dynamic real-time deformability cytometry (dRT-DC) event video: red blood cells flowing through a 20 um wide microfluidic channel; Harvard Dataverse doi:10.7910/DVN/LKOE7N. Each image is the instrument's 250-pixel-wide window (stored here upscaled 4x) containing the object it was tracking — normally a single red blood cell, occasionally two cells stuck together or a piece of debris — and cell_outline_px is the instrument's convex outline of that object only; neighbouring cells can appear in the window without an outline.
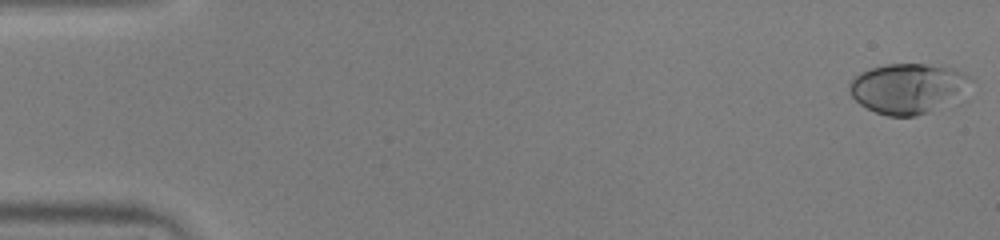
{"species": "human", "species_latin": "Homo sapiens", "temperature_condition": "warm", "stored_images_in_passage": 52, "camera_frame_rate_fps": 3000, "um_per_image_px": 0.085, "donor": {"sex": "male"}, "frame": {"image": 1, "passage_image": 1, "time_ms": 0.0, "image_size_px": [1000, 240], "cell_outline_px": [[976, 80], [928, 112], [916, 116], [888, 116], [876, 112], [860, 104], [848, 92], [848, 84], [852, 76], [860, 72], [884, 64], [940, 64], [956, 68], [972, 76]], "centroid_in_image_um": [77.09, 7.45], "position_along_channel_um": 7.9, "area_um2": 35.03}}
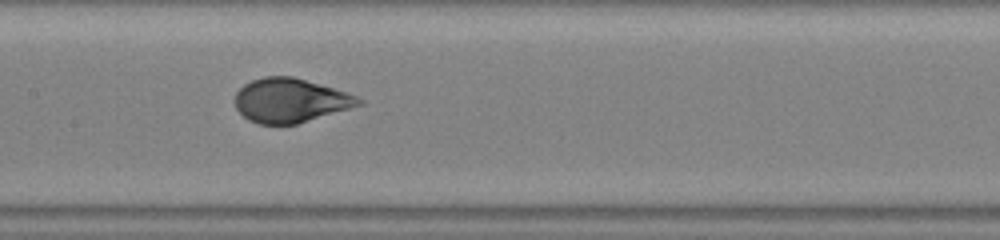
{"frame": {"image": 2, "passage_image": 26, "time_ms": 8.333, "image_size_px": [1000, 240], "cell_outline_px": [[364, 104], [296, 124], [260, 124], [248, 120], [236, 108], [236, 92], [244, 84], [252, 80], [264, 76], [292, 76], [348, 92], [364, 100]], "centroid_in_image_um": [24.69, 8.53], "position_along_channel_um": 182.7, "area_um2": 31.67}}
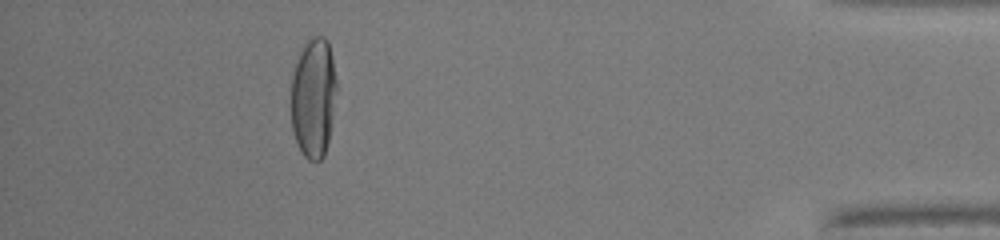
{"frame": {"image": 3, "passage_image": 47, "time_ms": 15.333, "image_size_px": [1000, 240], "cell_outline_px": [[336, 92], [328, 140], [324, 156], [316, 164], [308, 160], [300, 152], [292, 132], [292, 72], [300, 52], [304, 44], [312, 36], [324, 36], [328, 40], [332, 56], [336, 80]], "centroid_in_image_um": [26.63, 8.32], "position_along_channel_um": 408.6, "area_um2": 31.96}, "authors_computed_cell_mechanics": {"area_um2": 32.6281, "velocity_mm_per_s": 3.9842, "shape_relaxation_time_tau1_ms": 6.4336, "shape_relaxation_time_tau2_ms": null, "deformation_change_tau1": 0.2765, "deformation_change_tau2": null}}